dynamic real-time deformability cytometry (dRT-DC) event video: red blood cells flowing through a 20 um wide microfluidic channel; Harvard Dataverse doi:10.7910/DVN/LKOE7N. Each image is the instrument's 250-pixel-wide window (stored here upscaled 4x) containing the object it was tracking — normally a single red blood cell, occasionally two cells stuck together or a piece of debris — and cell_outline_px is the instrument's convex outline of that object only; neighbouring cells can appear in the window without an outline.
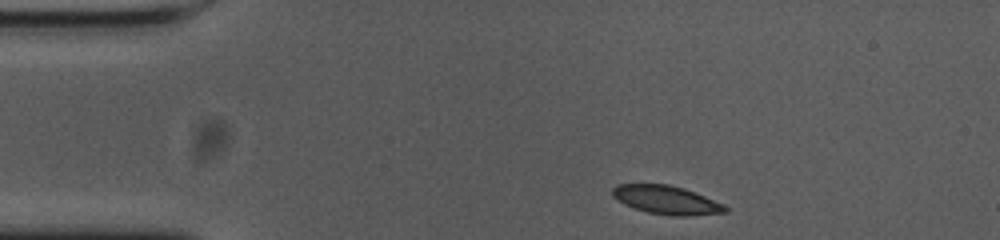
{"species": "common noctule bat (a hibernating species)", "species_latin": "Nyctalus noctula", "temperature_condition": "cold", "stored_images_in_passage": 47, "camera_frame_rate_fps": 3000, "um_per_image_px": 0.085, "animal": {"sex": "female", "body_mass_g": 23.0, "forearm_length_mm": 53.4}, "frame": {"image": 1, "passage_image": 1, "time_ms": 0.0, "image_size_px": [1000, 240], "cell_outline_px": [[728, 212], [688, 216], [672, 216], [648, 212], [624, 204], [612, 196], [612, 188], [616, 184], [668, 184], [684, 188], [724, 204], [728, 208]], "centroid_in_image_um": [56.65, 16.99], "position_along_channel_um": 28.3, "area_um2": 18.73}}
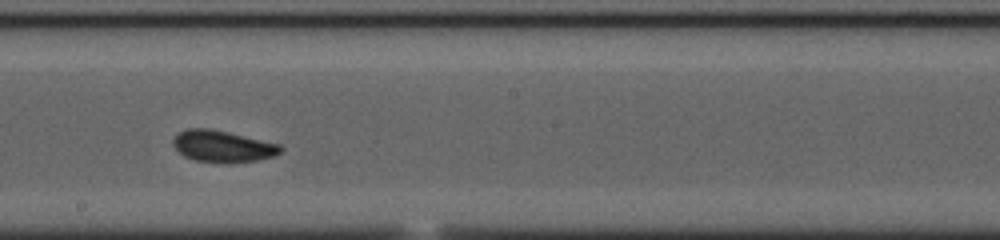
{"frame": {"image": 2, "passage_image": 22, "time_ms": 7.0, "image_size_px": [1000, 240], "cell_outline_px": [[284, 148], [280, 152], [272, 156], [256, 160], [196, 160], [184, 156], [172, 144], [172, 140], [180, 132], [188, 128], [208, 128], [228, 132], [280, 144]], "centroid_in_image_um": [18.91, 12.38], "position_along_channel_um": 229.3, "area_um2": 18.84}}
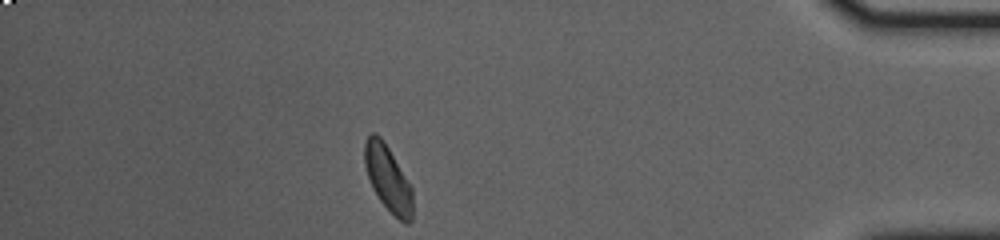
{"frame": {"image": 3, "passage_image": 40, "time_ms": 13.0, "image_size_px": [1000, 240], "cell_outline_px": [[412, 220], [408, 224], [404, 224], [380, 200], [372, 188], [364, 164], [364, 140], [372, 132], [376, 132], [380, 136], [388, 148], [412, 188]], "centroid_in_image_um": [32.96, 15.15], "position_along_channel_um": 402.2, "area_um2": 18.15}, "authors_computed_cell_mechanics": {"area_um2": 19.0162, "velocity_mm_per_s": 3.6558, "shape_relaxation_time_tau1_ms": 8.3063, "shape_relaxation_time_tau2_ms": 1.8155, "deformation_change_tau1": 0.1436, "deformation_change_tau2": 0.0491}}